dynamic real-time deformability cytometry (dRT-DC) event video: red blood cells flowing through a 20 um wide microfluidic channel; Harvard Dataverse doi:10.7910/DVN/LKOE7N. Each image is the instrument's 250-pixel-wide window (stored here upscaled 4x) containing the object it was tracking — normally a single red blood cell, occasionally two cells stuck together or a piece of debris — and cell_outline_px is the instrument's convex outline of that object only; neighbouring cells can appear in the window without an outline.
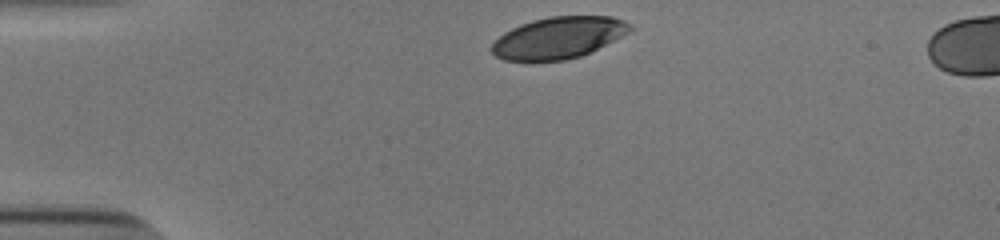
{"species": "human", "species_latin": "Homo sapiens", "temperature_condition": "cold", "stored_images_in_passage": 32, "camera_frame_rate_fps": 3000, "um_per_image_px": 0.085, "donor": {"sex": "male"}, "frame": {"image": 1, "passage_image": 1, "time_ms": 0.0, "image_size_px": [1000, 240], "cell_outline_px": [[636, 28], [580, 56], [564, 60], [504, 60], [496, 56], [488, 48], [504, 32], [520, 24], [532, 20], [548, 16], [612, 16], [624, 20], [632, 24]], "centroid_in_image_um": [47.45, 3.18], "position_along_channel_um": 37.5, "area_um2": 33.23}}
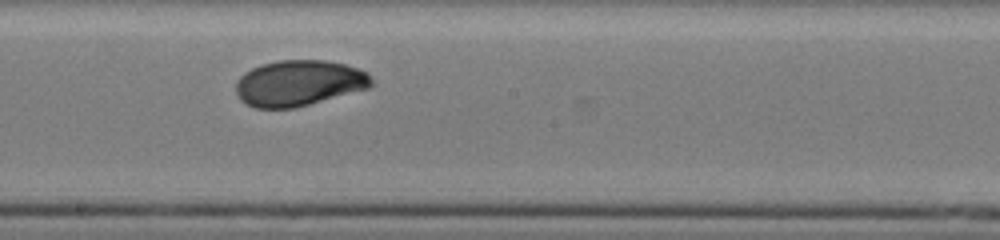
{"frame": {"image": 2, "passage_image": 19, "time_ms": 6.0, "image_size_px": [1000, 240], "cell_outline_px": [[372, 84], [368, 88], [296, 108], [256, 108], [240, 100], [236, 92], [236, 80], [244, 72], [252, 68], [264, 64], [280, 60], [324, 60], [344, 64], [368, 72], [372, 80]], "centroid_in_image_um": [25.39, 7.07], "position_along_channel_um": 222.8, "area_um2": 36.13}}
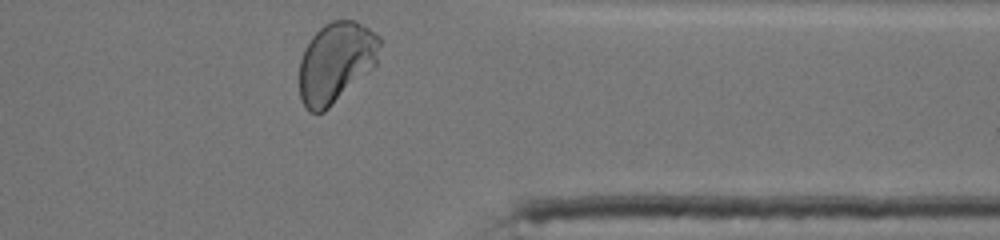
{"frame": {"image": 3, "passage_image": 32, "time_ms": 10.333, "image_size_px": [1000, 240], "cell_outline_px": [[380, 44], [376, 64], [372, 68], [324, 112], [308, 112], [300, 100], [300, 60], [304, 48], [312, 36], [324, 24], [332, 20], [356, 20], [376, 32], [380, 36]], "centroid_in_image_um": [28.54, 5.28], "position_along_channel_um": 382.9, "area_um2": 37.69}, "authors_computed_cell_mechanics": {"area_um2": 35.9805, "velocity_mm_per_s": 3.8606, "shape_relaxation_time_tau1_ms": 2.8808, "shape_relaxation_time_tau2_ms": 1.2471, "deformation_change_tau1": 0.1364, "deformation_change_tau2": 0.0423}}